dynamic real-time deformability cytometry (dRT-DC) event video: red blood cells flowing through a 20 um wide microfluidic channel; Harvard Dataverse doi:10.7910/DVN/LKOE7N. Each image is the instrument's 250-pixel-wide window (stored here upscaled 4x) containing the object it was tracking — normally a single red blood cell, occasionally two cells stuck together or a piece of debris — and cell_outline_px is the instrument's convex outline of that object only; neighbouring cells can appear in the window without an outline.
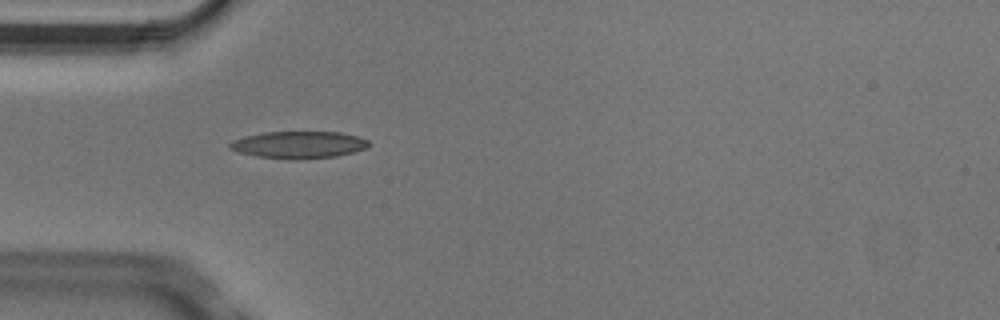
{"species": "Egyptian fruit bat (a non-hibernating species)", "species_latin": "Rousettus aegyptiacus", "temperature_condition": "cold", "stored_images_in_passage": 4, "camera_frame_rate_fps": 3000, "um_per_image_px": 0.085, "animal": {"sex": "male"}, "frame": {"image": 1, "passage_image": 4, "time_ms": 1.0, "image_size_px": [1000, 320], "cell_outline_px": [[372, 144], [368, 148], [336, 156], [296, 160], [288, 160], [256, 156], [240, 152], [228, 148], [228, 144], [232, 140], [244, 136], [264, 132], [340, 132], [356, 136], [368, 140]], "centroid_in_image_um": [25.38, 12.31], "position_along_channel_um": 59.6, "area_um2": 22.14}}